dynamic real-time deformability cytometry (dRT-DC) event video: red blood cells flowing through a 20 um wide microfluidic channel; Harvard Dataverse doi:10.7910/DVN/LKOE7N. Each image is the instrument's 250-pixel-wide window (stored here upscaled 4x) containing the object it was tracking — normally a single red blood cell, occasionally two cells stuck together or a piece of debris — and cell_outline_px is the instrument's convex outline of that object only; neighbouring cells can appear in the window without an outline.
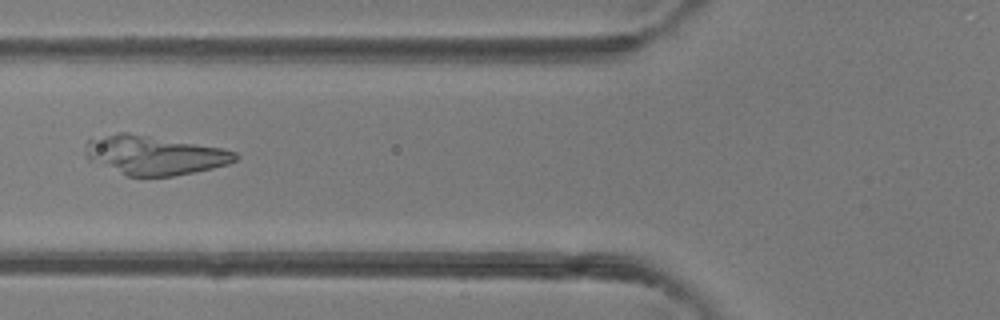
{"species": "common noctule bat (a hibernating species)", "species_latin": "Nyctalus noctula", "temperature_condition": "room temperature", "stored_images_in_passage": 6, "camera_frame_rate_fps": 3000, "um_per_image_px": 0.085, "animal": {"sex": "female"}, "frame": {"image": 1, "passage_image": 5, "time_ms": 4.667, "image_size_px": [1000, 320], "cell_outline_px": [[240, 156], [236, 160], [228, 164], [212, 168], [172, 176], [128, 176], [88, 160], [88, 140], [120, 132], [128, 132], [224, 148], [236, 152]], "centroid_in_image_um": [13.18, 13.19], "position_along_channel_um": 112.6, "area_um2": 33.7}}
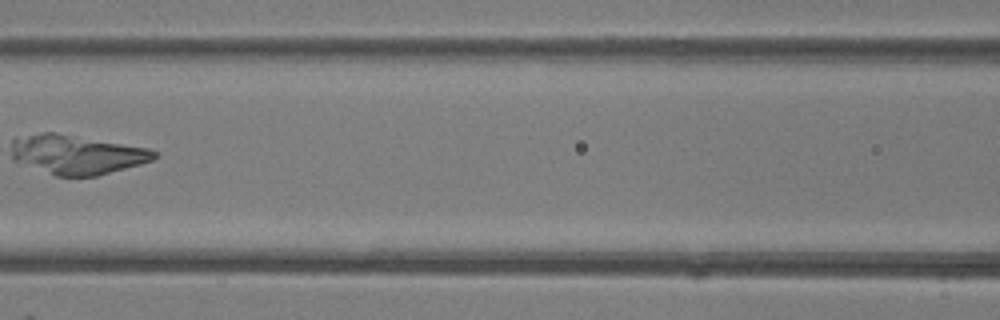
{"frame": {"image": 2, "passage_image": 6, "time_ms": 5.667, "image_size_px": [1000, 320], "cell_outline_px": [[160, 156], [152, 160], [140, 164], [96, 176], [56, 176], [12, 160], [12, 140], [16, 136], [44, 132], [56, 132], [148, 148], [156, 152]], "centroid_in_image_um": [6.49, 13.12], "position_along_channel_um": 160.1, "area_um2": 32.77}}